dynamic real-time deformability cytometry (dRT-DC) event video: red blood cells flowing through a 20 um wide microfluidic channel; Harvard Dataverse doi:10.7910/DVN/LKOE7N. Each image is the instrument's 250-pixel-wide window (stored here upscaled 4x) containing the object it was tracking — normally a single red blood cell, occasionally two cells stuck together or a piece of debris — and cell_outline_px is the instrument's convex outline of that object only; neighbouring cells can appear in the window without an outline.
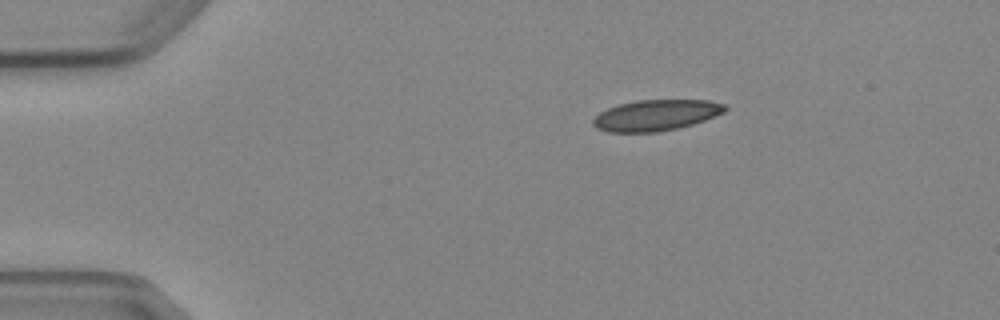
{"species": "Egyptian fruit bat (a non-hibernating species)", "species_latin": "Rousettus aegyptiacus", "temperature_condition": "cold", "stored_images_in_passage": 4, "camera_frame_rate_fps": 3000, "um_per_image_px": 0.085, "animal": {"sex": "female"}, "frame": {"image": 1, "passage_image": 4, "time_ms": 4.333, "image_size_px": [1000, 320], "cell_outline_px": [[728, 108], [724, 112], [704, 120], [692, 124], [676, 128], [656, 132], [608, 132], [596, 128], [592, 124], [592, 120], [600, 112], [608, 108], [620, 104], [636, 100], [708, 100], [728, 104]], "centroid_in_image_um": [55.77, 9.79], "position_along_channel_um": 29.2, "area_um2": 23.76}}